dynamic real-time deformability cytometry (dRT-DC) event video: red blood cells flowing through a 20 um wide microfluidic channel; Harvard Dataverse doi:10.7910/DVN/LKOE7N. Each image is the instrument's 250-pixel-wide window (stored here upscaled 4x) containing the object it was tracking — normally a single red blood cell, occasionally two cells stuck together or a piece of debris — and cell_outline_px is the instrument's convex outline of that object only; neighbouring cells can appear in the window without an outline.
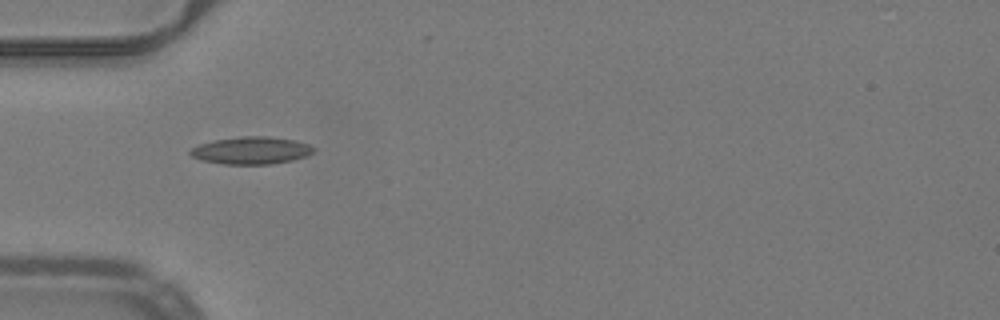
{"species": "common noctule bat (a hibernating species)", "species_latin": "Nyctalus noctula", "temperature_condition": "warm", "stored_images_in_passage": 36, "camera_frame_rate_fps": 3000, "um_per_image_px": 0.085, "animal": {"sex": "male", "body_mass_g": 19.2, "forearm_length_mm": 51.8}, "frame": {"image": 1, "passage_image": 1, "time_ms": 0.0, "image_size_px": [1000, 320], "cell_outline_px": [[316, 148], [312, 152], [304, 156], [292, 160], [272, 164], [224, 164], [200, 160], [192, 156], [188, 152], [192, 148], [200, 144], [216, 140], [240, 136], [268, 136], [296, 140], [308, 144]], "centroid_in_image_um": [21.35, 12.78], "position_along_channel_um": 63.6, "area_um2": 19.59}, "authors_computed_cell_mechanics": {"area_um2": 17.7446, "velocity_mm_per_s": 4.0095, "shape_relaxation_time_tau1_ms": null, "shape_relaxation_time_tau2_ms": 2.0677, "deformation_change_tau1": null, "deformation_change_tau2": 0.1004}}